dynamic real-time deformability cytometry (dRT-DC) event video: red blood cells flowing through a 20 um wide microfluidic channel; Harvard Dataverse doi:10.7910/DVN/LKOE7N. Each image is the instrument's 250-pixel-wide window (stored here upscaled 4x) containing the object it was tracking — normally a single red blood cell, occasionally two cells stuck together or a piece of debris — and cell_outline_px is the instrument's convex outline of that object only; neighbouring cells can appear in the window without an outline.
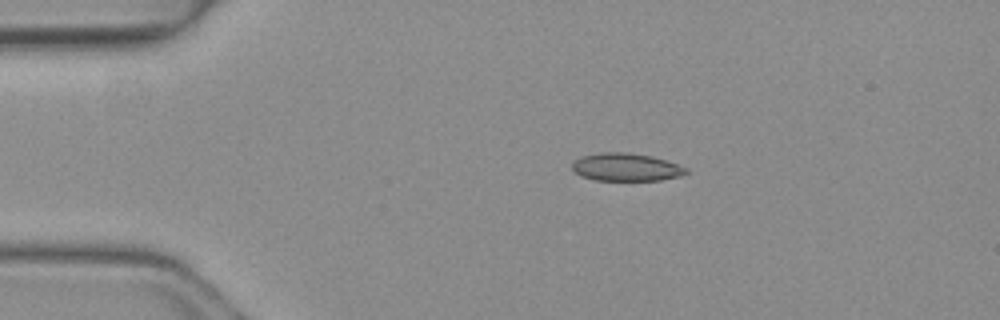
{"species": "common noctule bat (a hibernating species)", "species_latin": "Nyctalus noctula", "temperature_condition": "warm", "stored_images_in_passage": 38, "camera_frame_rate_fps": 3000, "um_per_image_px": 0.085, "animal": {"sex": "female", "body_mass_g": 19.3, "forearm_length_mm": 54.1}, "frame": {"image": 1, "passage_image": 5, "time_ms": 1.333, "image_size_px": [1000, 320], "cell_outline_px": [[688, 172], [680, 176], [660, 180], [596, 180], [580, 176], [572, 168], [572, 164], [576, 160], [584, 156], [604, 152], [624, 152], [652, 156], [688, 168]], "centroid_in_image_um": [53.23, 14.21], "position_along_channel_um": 31.8, "area_um2": 18.21}}
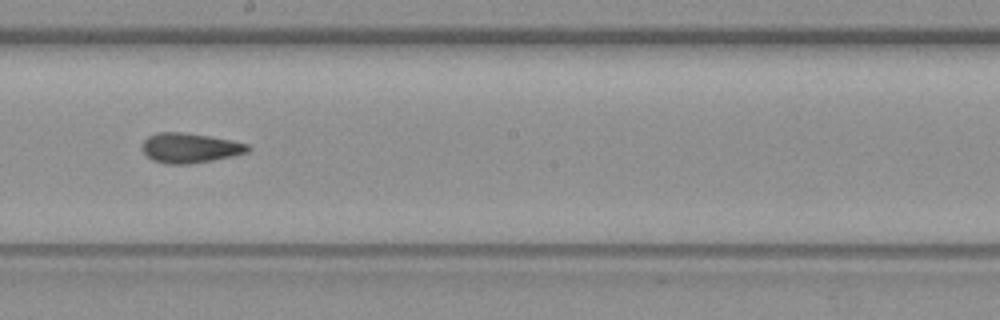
{"frame": {"image": 2, "passage_image": 23, "time_ms": 7.333, "image_size_px": [1000, 320], "cell_outline_px": [[252, 148], [248, 152], [232, 156], [212, 160], [188, 164], [168, 164], [152, 160], [144, 152], [144, 140], [148, 136], [156, 132], [180, 132], [208, 136], [248, 144]], "centroid_in_image_um": [16.15, 12.58], "position_along_channel_um": 232.1, "area_um2": 18.09}}
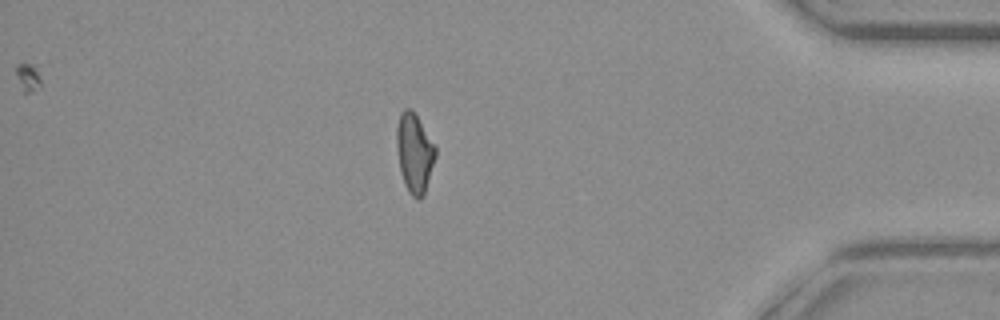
{"frame": {"image": 3, "passage_image": 38, "time_ms": 12.333, "image_size_px": [1000, 320], "cell_outline_px": [[436, 156], [424, 196], [420, 200], [416, 200], [408, 192], [404, 184], [400, 168], [396, 144], [396, 128], [400, 112], [404, 108], [412, 108], [436, 148]], "centroid_in_image_um": [35.22, 13.02], "position_along_channel_um": 400.0, "area_um2": 18.03}, "authors_computed_cell_mechanics": {"area_um2": 18.207, "velocity_mm_per_s": 4.1601, "shape_relaxation_time_tau1_ms": null, "shape_relaxation_time_tau2_ms": 2.0226, "deformation_change_tau1": null, "deformation_change_tau2": 0.0777}}